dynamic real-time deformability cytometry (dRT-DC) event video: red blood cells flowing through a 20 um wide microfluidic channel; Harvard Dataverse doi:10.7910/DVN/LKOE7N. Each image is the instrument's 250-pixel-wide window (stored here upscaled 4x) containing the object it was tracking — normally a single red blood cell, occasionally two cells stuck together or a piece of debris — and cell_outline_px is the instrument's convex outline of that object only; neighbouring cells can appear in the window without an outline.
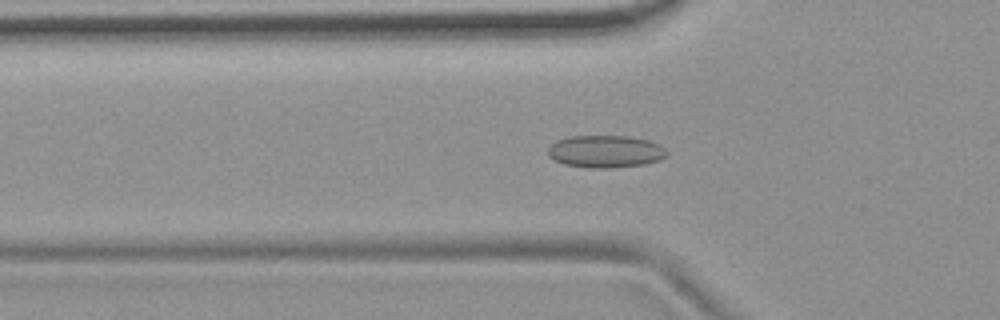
{"species": "common noctule bat (a hibernating species)", "species_latin": "Nyctalus noctula", "temperature_condition": "room temperature", "stored_images_in_passage": 45, "camera_frame_rate_fps": 3000, "um_per_image_px": 0.085, "animal": {"sex": "female", "body_mass_g": 19.9}, "frame": {"image": 1, "passage_image": 9, "time_ms": 2.667, "image_size_px": [1000, 320], "cell_outline_px": [[668, 152], [660, 160], [644, 164], [608, 168], [588, 168], [564, 164], [552, 160], [548, 156], [548, 148], [556, 140], [568, 136], [628, 136], [648, 140], [660, 144]], "centroid_in_image_um": [51.43, 12.87], "position_along_channel_um": 74.4, "area_um2": 22.54}}
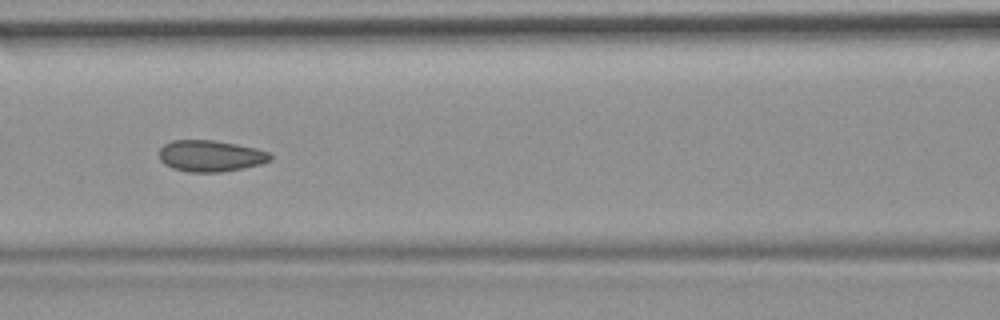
{"frame": {"image": 2, "passage_image": 15, "time_ms": 4.667, "image_size_px": [1000, 320], "cell_outline_px": [[272, 160], [260, 164], [244, 168], [220, 172], [188, 172], [172, 168], [164, 164], [160, 160], [160, 148], [164, 144], [172, 140], [216, 140], [256, 148], [268, 152], [272, 156]], "centroid_in_image_um": [17.89, 13.25], "position_along_channel_um": 148.7, "area_um2": 20.4}}
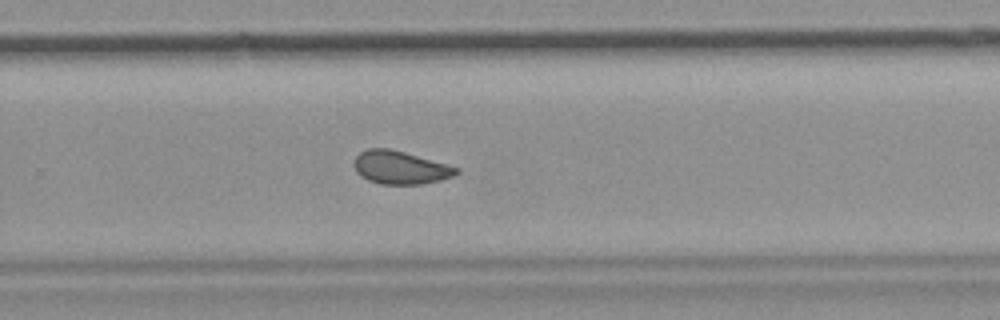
{"frame": {"image": 3, "passage_image": 27, "time_ms": 8.667, "image_size_px": [1000, 320], "cell_outline_px": [[460, 172], [456, 176], [440, 180], [420, 184], [380, 184], [368, 180], [360, 176], [356, 172], [352, 164], [356, 156], [360, 152], [368, 148], [388, 148], [404, 152], [448, 164], [460, 168]], "centroid_in_image_um": [34.03, 14.24], "position_along_channel_um": 295.8, "area_um2": 19.94}, "authors_computed_cell_mechanics": {"area_um2": 20.23, "velocity_mm_per_s": 3.7003, "shape_relaxation_time_tau1_ms": null, "shape_relaxation_time_tau2_ms": 1.426, "deformation_change_tau1": null, "deformation_change_tau2": 0.0706}}